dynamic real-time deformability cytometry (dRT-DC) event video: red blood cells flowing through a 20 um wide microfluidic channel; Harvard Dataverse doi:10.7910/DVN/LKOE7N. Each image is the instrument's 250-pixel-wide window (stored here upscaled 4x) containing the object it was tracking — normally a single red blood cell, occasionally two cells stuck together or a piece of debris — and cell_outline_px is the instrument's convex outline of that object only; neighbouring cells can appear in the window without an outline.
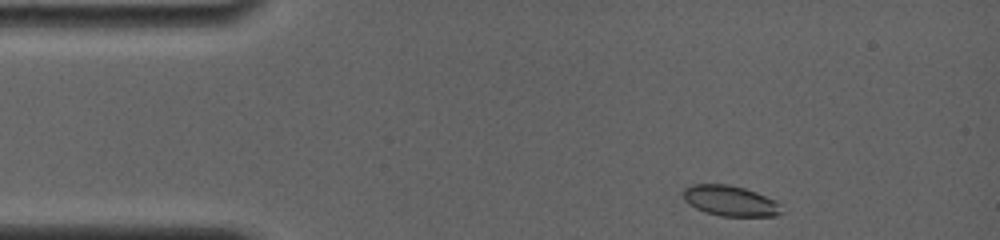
{"species": "common noctule bat (a hibernating species)", "species_latin": "Nyctalus noctula", "temperature_condition": "room temperature", "stored_images_in_passage": 53, "camera_frame_rate_fps": 4000, "um_per_image_px": 0.085, "animal": {"sex": "female", "body_mass_g": 19.0, "forearm_length_mm": 56.7}, "frame": {"image": 1, "passage_image": 1, "time_ms": 0.0, "image_size_px": [1000, 240], "cell_outline_px": [[784, 212], [776, 216], [720, 216], [704, 212], [688, 204], [684, 200], [684, 188], [692, 184], [728, 184], [744, 188], [756, 192], [776, 200], [780, 204]], "centroid_in_image_um": [62.09, 17.08], "position_along_channel_um": 22.9, "area_um2": 17.63}}
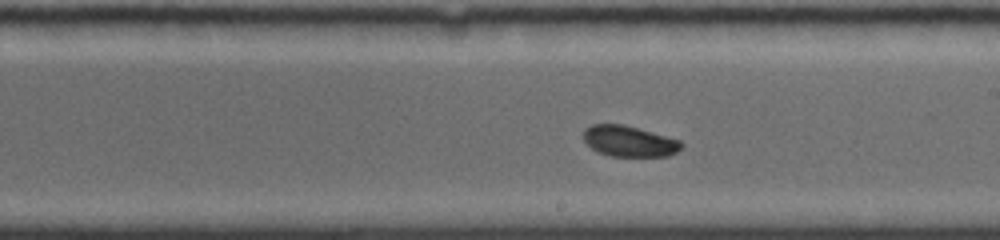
{"frame": {"image": 2, "passage_image": 30, "time_ms": 7.25, "image_size_px": [1000, 240], "cell_outline_px": [[684, 144], [676, 152], [668, 156], [612, 156], [600, 152], [592, 148], [580, 136], [584, 128], [592, 124], [624, 124], [680, 140]], "centroid_in_image_um": [53.45, 11.99], "position_along_channel_um": 235.6, "area_um2": 17.63}}
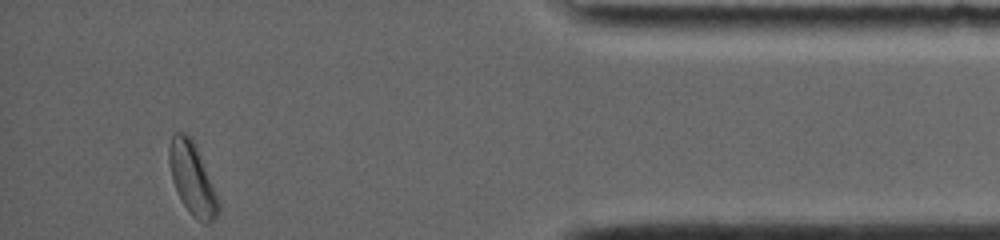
{"frame": {"image": 3, "passage_image": 53, "time_ms": 13.0, "image_size_px": [1000, 240], "cell_outline_px": [[220, 212], [208, 224], [204, 224], [196, 220], [192, 216], [184, 204], [172, 180], [168, 160], [168, 148], [172, 136], [176, 132], [184, 132], [188, 136], [196, 148], [220, 200]], "centroid_in_image_um": [16.35, 15.24], "position_along_channel_um": 418.8, "area_um2": 20.35}, "authors_computed_cell_mechanics": {"area_um2": 18.0336, "velocity_mm_per_s": 3.8051, "shape_relaxation_time_tau1_ms": 4.7192, "shape_relaxation_time_tau2_ms": null, "deformation_change_tau1": 0.0758, "deformation_change_tau2": null}}